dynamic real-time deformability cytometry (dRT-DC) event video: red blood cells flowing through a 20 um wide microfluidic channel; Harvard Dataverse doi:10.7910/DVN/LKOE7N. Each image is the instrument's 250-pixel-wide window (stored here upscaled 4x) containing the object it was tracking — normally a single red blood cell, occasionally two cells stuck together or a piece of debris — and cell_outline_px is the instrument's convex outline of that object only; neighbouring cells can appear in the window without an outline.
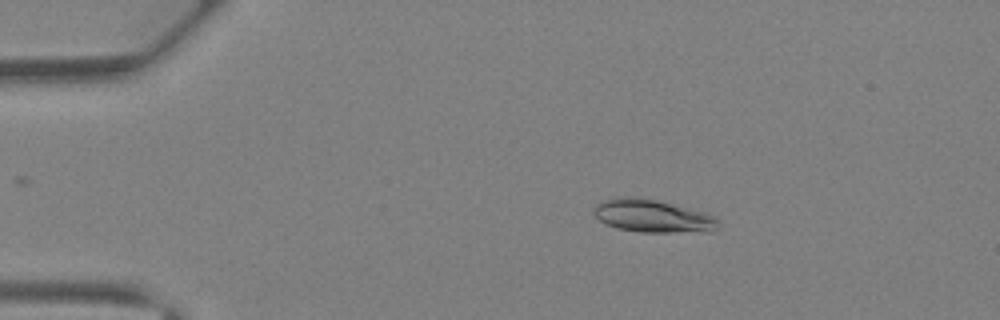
{"species": "Egyptian fruit bat (a non-hibernating species)", "species_latin": "Rousettus aegyptiacus", "temperature_condition": "warm", "stored_images_in_passage": 36, "camera_frame_rate_fps": 3000, "um_per_image_px": 0.085, "animal": {"sex": "female"}, "frame": {"image": 1, "passage_image": 7, "time_ms": 2.0, "image_size_px": [1000, 320], "cell_outline_px": [[720, 220], [716, 228], [712, 232], [640, 232], [616, 228], [604, 224], [592, 212], [592, 208], [600, 200], [620, 196], [632, 196], [656, 200], [704, 212]], "centroid_in_image_um": [55.42, 18.36], "position_along_channel_um": 29.6, "area_um2": 24.04}}
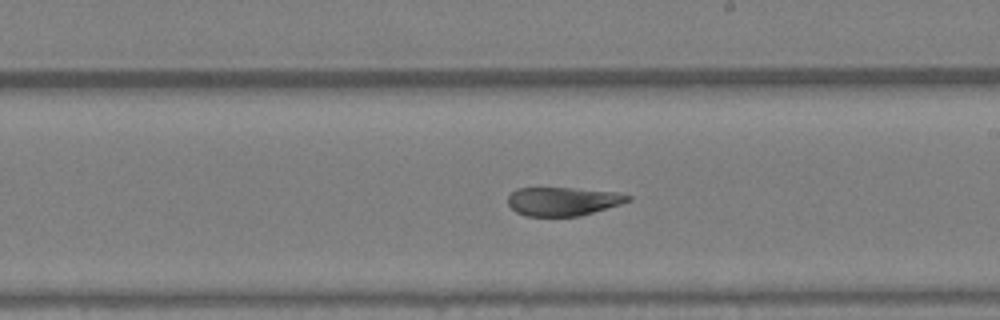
{"frame": {"image": 2, "passage_image": 24, "time_ms": 7.667, "image_size_px": [1000, 320], "cell_outline_px": [[632, 200], [620, 204], [580, 216], [524, 216], [516, 212], [508, 204], [508, 196], [516, 188], [572, 188], [620, 192], [632, 196]], "centroid_in_image_um": [47.87, 17.11], "position_along_channel_um": 241.1, "area_um2": 20.11}}
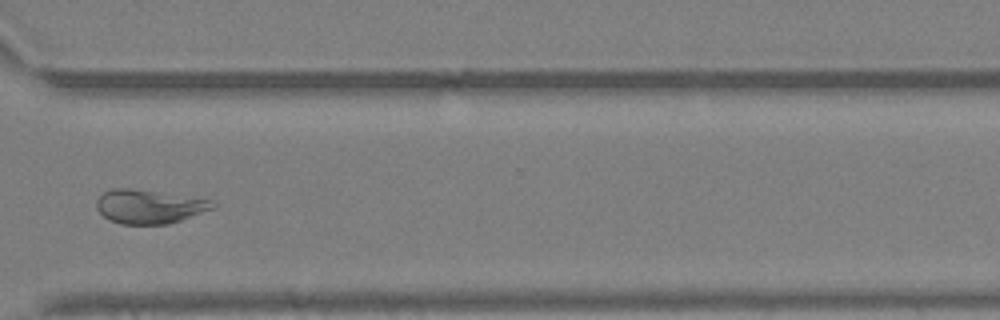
{"frame": {"image": 3, "passage_image": 31, "time_ms": 10.0, "image_size_px": [1000, 320], "cell_outline_px": [[216, 204], [212, 208], [180, 220], [168, 224], [120, 224], [108, 220], [96, 208], [96, 200], [104, 192], [112, 188], [128, 188], [208, 200]], "centroid_in_image_um": [12.58, 17.57], "position_along_channel_um": 358.0, "area_um2": 22.31}, "authors_computed_cell_mechanics": {"area_um2": 22.5998, "velocity_mm_per_s": 4.9799, "shape_relaxation_time_tau1_ms": null, "shape_relaxation_time_tau2_ms": 1.5942, "deformation_change_tau1": null, "deformation_change_tau2": 0.0917}}